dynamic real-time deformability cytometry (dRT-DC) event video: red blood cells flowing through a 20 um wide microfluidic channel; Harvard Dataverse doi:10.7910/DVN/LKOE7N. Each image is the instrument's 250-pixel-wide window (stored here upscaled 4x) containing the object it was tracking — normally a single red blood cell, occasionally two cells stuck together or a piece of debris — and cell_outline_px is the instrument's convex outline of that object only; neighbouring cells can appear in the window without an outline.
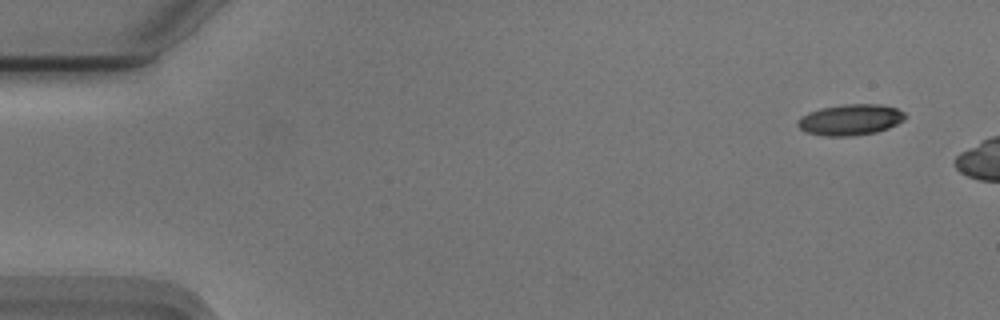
{"species": "Egyptian fruit bat (a non-hibernating species)", "species_latin": "Rousettus aegyptiacus", "temperature_condition": "cold", "stored_images_in_passage": 6, "camera_frame_rate_fps": 3000, "um_per_image_px": 0.085, "animal": {"sex": "male"}, "frame": {"image": 1, "passage_image": 1, "time_ms": 0.0, "image_size_px": [1000, 320], "cell_outline_px": [[908, 116], [904, 120], [888, 128], [876, 132], [848, 136], [828, 136], [808, 132], [800, 128], [796, 124], [808, 112], [820, 108], [844, 104], [880, 104], [896, 108], [904, 112]], "centroid_in_image_um": [72.33, 10.16], "position_along_channel_um": 12.7, "area_um2": 19.19}}